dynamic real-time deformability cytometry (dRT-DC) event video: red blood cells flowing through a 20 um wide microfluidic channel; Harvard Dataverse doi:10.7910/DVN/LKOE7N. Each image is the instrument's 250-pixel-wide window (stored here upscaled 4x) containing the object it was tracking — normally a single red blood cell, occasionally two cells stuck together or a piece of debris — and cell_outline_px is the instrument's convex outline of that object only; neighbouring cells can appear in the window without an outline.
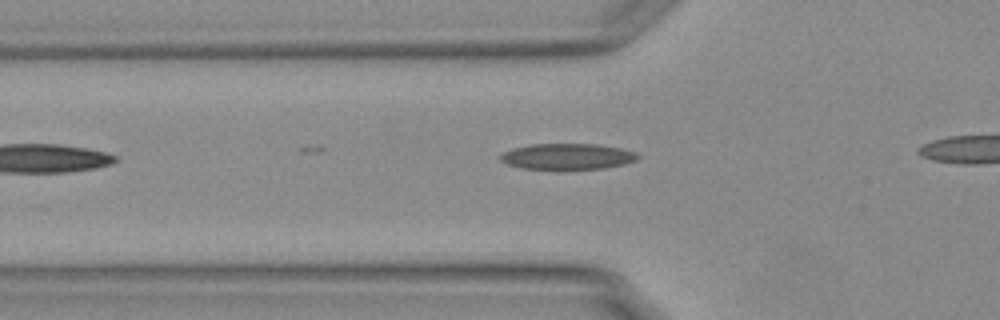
{"species": "Egyptian fruit bat (a non-hibernating species)", "species_latin": "Rousettus aegyptiacus", "temperature_condition": "warm", "stored_images_in_passage": 21, "camera_frame_rate_fps": 3000, "um_per_image_px": 0.085, "animal": {"sex": "female"}, "frame": {"image": 1, "passage_image": 4, "time_ms": 1.0, "image_size_px": [1000, 320], "cell_outline_px": [[640, 156], [636, 160], [624, 164], [604, 168], [520, 168], [508, 164], [500, 160], [500, 156], [504, 152], [512, 148], [532, 144], [596, 144], [620, 148], [636, 152]], "centroid_in_image_um": [48.24, 13.28], "position_along_channel_um": 77.6, "area_um2": 20.4}}